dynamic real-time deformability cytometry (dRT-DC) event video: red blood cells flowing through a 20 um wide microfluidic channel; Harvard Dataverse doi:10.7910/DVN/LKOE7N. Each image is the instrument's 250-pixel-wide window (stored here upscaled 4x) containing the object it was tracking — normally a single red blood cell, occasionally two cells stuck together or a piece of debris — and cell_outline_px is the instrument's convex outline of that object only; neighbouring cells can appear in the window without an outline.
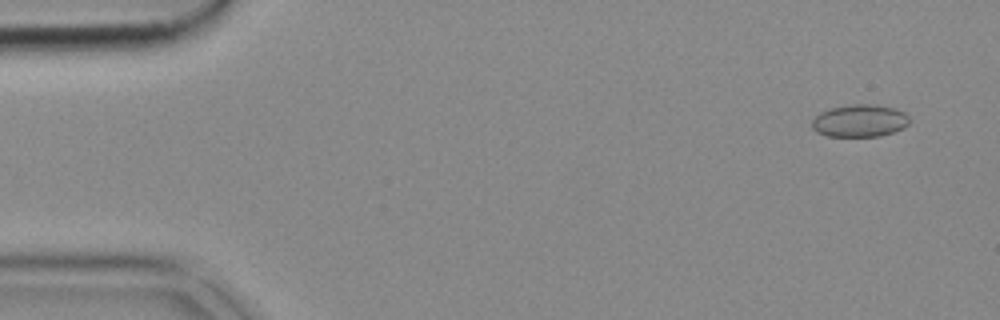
{"species": "common noctule bat (a hibernating species)", "species_latin": "Nyctalus noctula", "temperature_condition": "cold", "stored_images_in_passage": 50, "camera_frame_rate_fps": 3000, "um_per_image_px": 0.085, "animal": {"sex": "female", "body_mass_g": 18.4}, "frame": {"image": 1, "passage_image": 1, "time_ms": 0.0, "image_size_px": [1000, 320], "cell_outline_px": [[908, 124], [904, 128], [880, 136], [828, 136], [816, 132], [812, 128], [812, 120], [820, 112], [828, 108], [852, 104], [876, 104], [896, 108], [904, 112], [908, 116]], "centroid_in_image_um": [73.07, 10.25], "position_along_channel_um": 11.9, "area_um2": 18.55}}
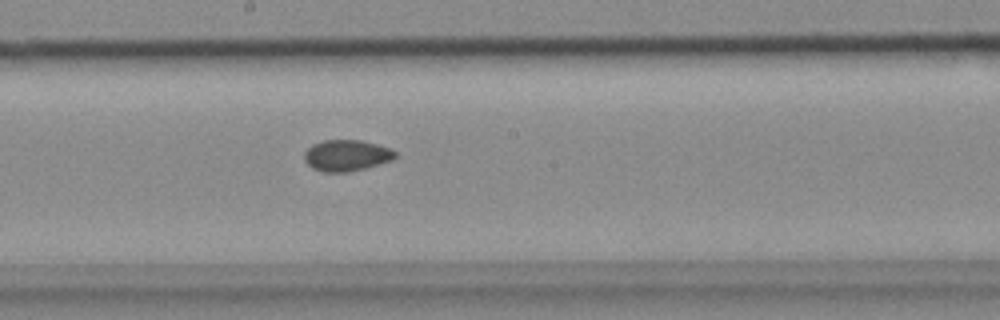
{"frame": {"image": 2, "passage_image": 26, "time_ms": 8.333, "image_size_px": [1000, 320], "cell_outline_px": [[396, 156], [392, 160], [364, 168], [348, 172], [324, 172], [312, 168], [304, 160], [304, 152], [312, 144], [324, 140], [360, 140], [376, 144], [388, 148], [396, 152]], "centroid_in_image_um": [29.42, 13.21], "position_along_channel_um": 218.8, "area_um2": 16.42}}
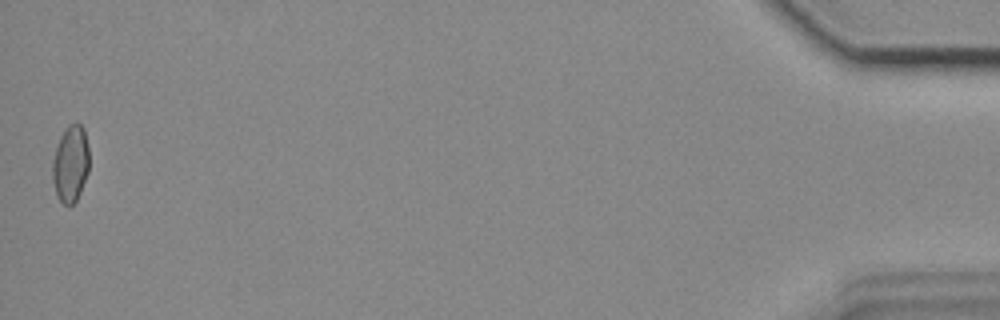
{"frame": {"image": 3, "passage_image": 50, "time_ms": 16.333, "image_size_px": [1000, 320], "cell_outline_px": [[88, 172], [80, 192], [76, 200], [68, 208], [56, 196], [52, 180], [52, 164], [56, 148], [60, 136], [64, 128], [68, 124], [76, 120], [84, 128], [88, 148]], "centroid_in_image_um": [5.98, 13.9], "position_along_channel_um": 429.2, "area_um2": 16.65}}